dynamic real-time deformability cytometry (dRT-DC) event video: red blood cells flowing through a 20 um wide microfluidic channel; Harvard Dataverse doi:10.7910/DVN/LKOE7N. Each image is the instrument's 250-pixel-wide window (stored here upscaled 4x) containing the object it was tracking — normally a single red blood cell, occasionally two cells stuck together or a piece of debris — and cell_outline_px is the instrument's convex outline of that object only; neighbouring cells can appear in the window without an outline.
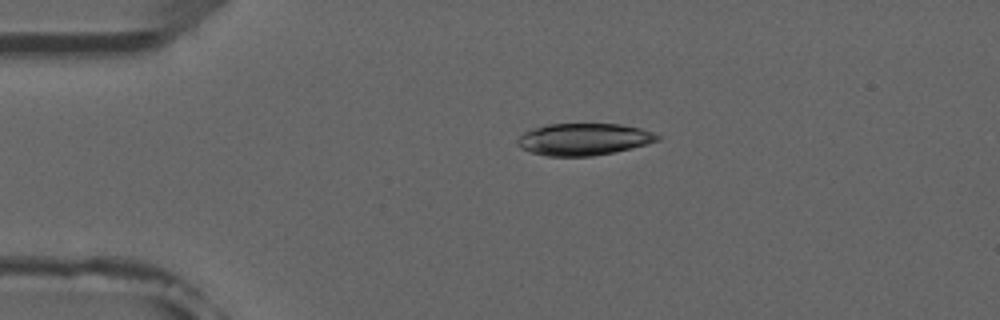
{"species": "common noctule bat (a hibernating species)", "species_latin": "Nyctalus noctula", "temperature_condition": "room temperature", "stored_images_in_passage": 5, "camera_frame_rate_fps": 3000, "um_per_image_px": 0.085, "animal": {"sex": "male", "forearm_length_mm": 52.5}, "frame": {"image": 1, "passage_image": 4, "time_ms": 3.333, "image_size_px": [1000, 320], "cell_outline_px": [[660, 140], [612, 152], [592, 156], [548, 156], [532, 152], [520, 148], [516, 144], [516, 140], [524, 132], [548, 124], [620, 124], [640, 128], [652, 132], [660, 136]], "centroid_in_image_um": [49.58, 11.83], "position_along_channel_um": 35.4, "area_um2": 25.72}}